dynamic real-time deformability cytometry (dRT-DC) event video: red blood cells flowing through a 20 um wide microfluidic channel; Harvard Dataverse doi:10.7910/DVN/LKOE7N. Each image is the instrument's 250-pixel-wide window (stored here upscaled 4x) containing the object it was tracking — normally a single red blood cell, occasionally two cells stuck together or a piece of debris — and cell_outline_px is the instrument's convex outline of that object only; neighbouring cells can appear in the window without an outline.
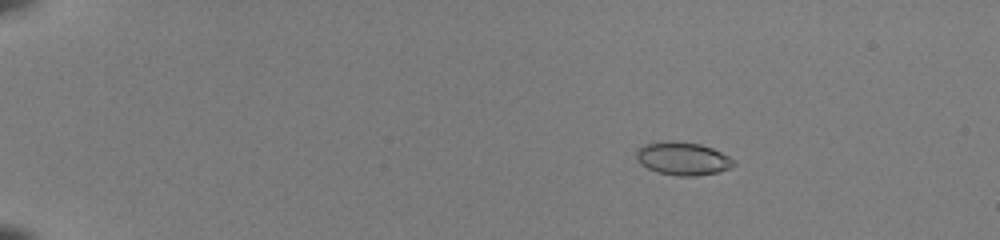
{"species": "common noctule bat (a hibernating species)", "species_latin": "Nyctalus noctula", "temperature_condition": "room temperature", "stored_images_in_passage": 47, "camera_frame_rate_fps": 3000, "um_per_image_px": 0.085, "animal": {"sex": "female", "body_mass_g": 22.0, "forearm_length_mm": 56.7}, "frame": {"image": 1, "passage_image": 4, "time_ms": 1.0, "image_size_px": [1000, 240], "cell_outline_px": [[736, 164], [728, 168], [716, 172], [696, 176], [676, 176], [656, 172], [640, 164], [636, 160], [636, 152], [644, 144], [664, 140], [676, 140], [700, 144], [712, 148], [736, 160]], "centroid_in_image_um": [58.01, 13.47], "position_along_channel_um": 27.0, "area_um2": 18.96}}
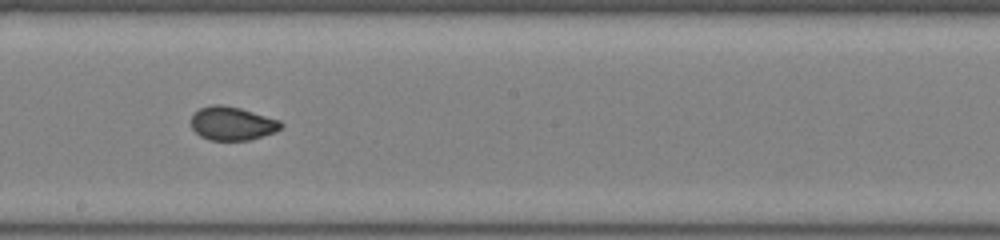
{"frame": {"image": 2, "passage_image": 27, "time_ms": 8.667, "image_size_px": [1000, 240], "cell_outline_px": [[284, 124], [276, 132], [248, 140], [208, 140], [200, 136], [192, 128], [192, 116], [200, 108], [212, 104], [220, 104], [240, 108], [280, 120]], "centroid_in_image_um": [19.75, 10.49], "position_along_channel_um": 228.5, "area_um2": 17.51}}
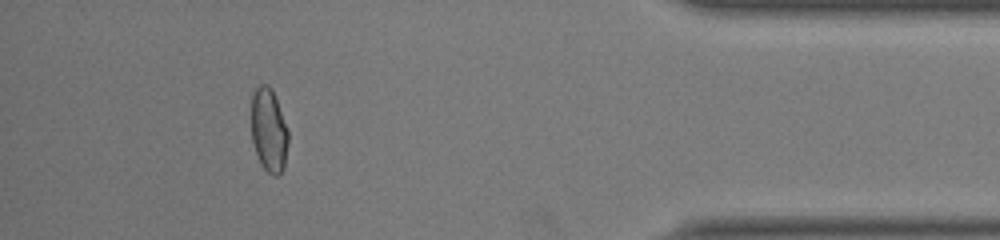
{"frame": {"image": 3, "passage_image": 43, "time_ms": 14.0, "image_size_px": [1000, 240], "cell_outline_px": [[288, 144], [284, 168], [276, 176], [272, 176], [260, 164], [252, 140], [252, 96], [256, 88], [260, 84], [268, 84], [272, 88], [288, 132]], "centroid_in_image_um": [22.85, 11.08], "position_along_channel_um": 412.3, "area_um2": 17.86}, "authors_computed_cell_mechanics": {"area_um2": 18.0336, "velocity_mm_per_s": 4.0929, "shape_relaxation_time_tau1_ms": 8.9267, "shape_relaxation_time_tau2_ms": null, "deformation_change_tau1": 0.2235, "deformation_change_tau2": null}}